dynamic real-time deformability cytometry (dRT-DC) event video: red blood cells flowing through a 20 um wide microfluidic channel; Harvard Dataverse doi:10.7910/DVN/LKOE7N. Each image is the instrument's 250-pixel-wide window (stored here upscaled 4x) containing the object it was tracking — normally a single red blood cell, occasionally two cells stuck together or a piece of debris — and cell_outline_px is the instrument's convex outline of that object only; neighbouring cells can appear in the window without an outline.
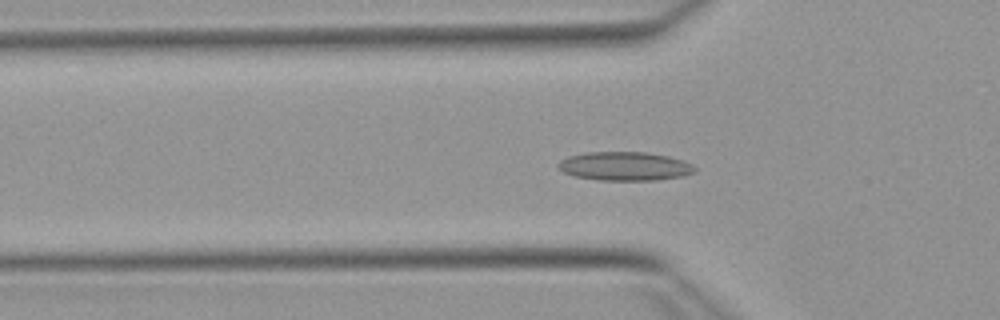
{"species": "Egyptian fruit bat (a non-hibernating species)", "species_latin": "Rousettus aegyptiacus", "temperature_condition": "warm", "stored_images_in_passage": 53, "camera_frame_rate_fps": 3000, "um_per_image_px": 0.085, "animal": {"sex": "female"}, "frame": {"image": 1, "passage_image": 17, "time_ms": 5.333, "image_size_px": [1000, 320], "cell_outline_px": [[696, 172], [684, 176], [656, 180], [600, 180], [576, 176], [564, 172], [556, 164], [560, 160], [568, 156], [588, 152], [644, 152], [668, 156], [684, 160], [692, 164], [696, 168]], "centroid_in_image_um": [53.14, 14.12], "position_along_channel_um": 72.7, "area_um2": 22.89}}
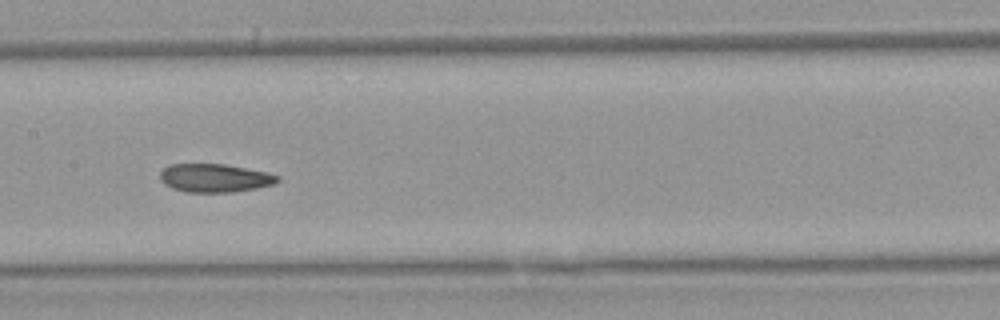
{"frame": {"image": 2, "passage_image": 26, "time_ms": 8.333, "image_size_px": [1000, 320], "cell_outline_px": [[280, 180], [272, 184], [256, 188], [232, 192], [188, 192], [172, 188], [164, 184], [160, 180], [160, 172], [168, 164], [224, 164], [268, 172], [280, 176]], "centroid_in_image_um": [18.24, 15.12], "position_along_channel_um": 189.2, "area_um2": 19.42}}
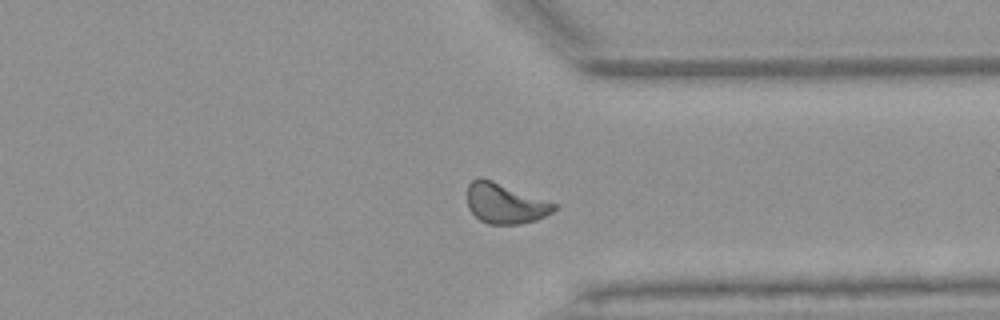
{"frame": {"image": 3, "passage_image": 40, "time_ms": 13.0, "image_size_px": [1000, 320], "cell_outline_px": [[556, 208], [552, 212], [536, 220], [520, 224], [488, 224], [480, 220], [468, 208], [468, 184], [472, 180], [480, 176], [492, 180], [556, 204]], "centroid_in_image_um": [42.9, 17.29], "position_along_channel_um": 368.5, "area_um2": 20.11}, "authors_computed_cell_mechanics": {"area_um2": 20.1722, "velocity_mm_per_s": 3.8776, "shape_relaxation_time_tau1_ms": null, "shape_relaxation_time_tau2_ms": 2.5581, "deformation_change_tau1": null, "deformation_change_tau2": 0.0892}}